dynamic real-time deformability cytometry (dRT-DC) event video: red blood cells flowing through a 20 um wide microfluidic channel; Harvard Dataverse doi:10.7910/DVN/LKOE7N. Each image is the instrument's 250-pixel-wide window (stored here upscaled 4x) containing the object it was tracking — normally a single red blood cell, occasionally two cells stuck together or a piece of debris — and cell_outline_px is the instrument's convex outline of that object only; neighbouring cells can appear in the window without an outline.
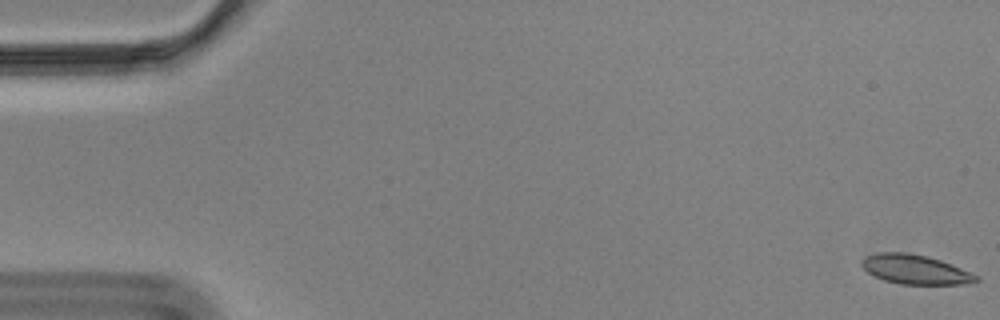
{"species": "Egyptian fruit bat (a non-hibernating species)", "species_latin": "Rousettus aegyptiacus", "temperature_condition": "cold", "stored_images_in_passage": 58, "segment_of_instrument_passage": [1, 2], "camera_frame_rate_fps": 3000, "um_per_image_px": 0.085, "animal": {"sex": "male"}, "frame": {"image": 1, "passage_image": 1, "time_ms": 0.0, "image_size_px": [1000, 320], "cell_outline_px": [[980, 280], [964, 284], [900, 284], [884, 280], [868, 272], [860, 264], [860, 260], [864, 256], [876, 252], [908, 252], [928, 256], [940, 260], [980, 276]], "centroid_in_image_um": [77.76, 22.89], "position_along_channel_um": 7.2, "area_um2": 19.65}}
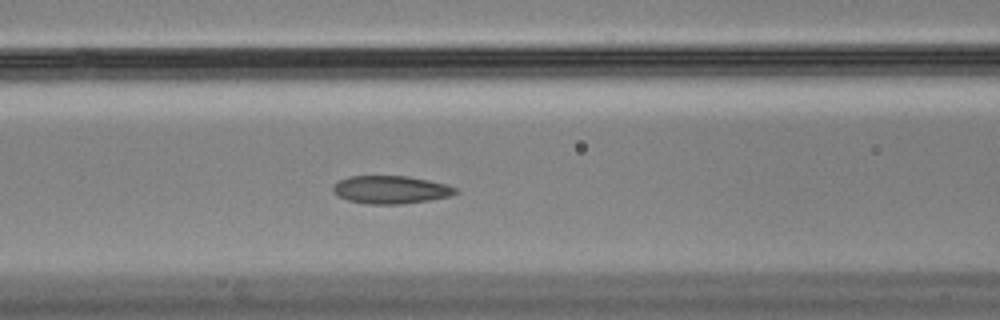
{"frame": {"image": 2, "passage_image": 24, "time_ms": 7.667, "image_size_px": [1000, 320], "cell_outline_px": [[460, 192], [448, 196], [428, 200], [400, 204], [368, 204], [348, 200], [336, 196], [332, 192], [332, 188], [340, 180], [348, 176], [408, 176], [428, 180], [444, 184], [456, 188]], "centroid_in_image_um": [33.18, 16.12], "position_along_channel_um": 133.4, "area_um2": 19.83}}
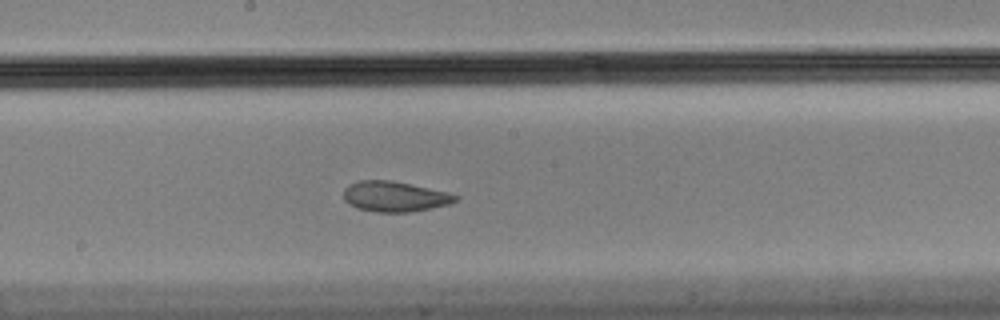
{"frame": {"image": 3, "passage_image": 31, "time_ms": 10.0, "image_size_px": [1000, 320], "cell_outline_px": [[460, 196], [456, 200], [448, 204], [412, 212], [376, 212], [356, 208], [348, 204], [344, 200], [344, 188], [348, 184], [360, 180], [392, 180], [448, 192]], "centroid_in_image_um": [33.51, 16.7], "position_along_channel_um": 214.7, "area_um2": 19.88}}